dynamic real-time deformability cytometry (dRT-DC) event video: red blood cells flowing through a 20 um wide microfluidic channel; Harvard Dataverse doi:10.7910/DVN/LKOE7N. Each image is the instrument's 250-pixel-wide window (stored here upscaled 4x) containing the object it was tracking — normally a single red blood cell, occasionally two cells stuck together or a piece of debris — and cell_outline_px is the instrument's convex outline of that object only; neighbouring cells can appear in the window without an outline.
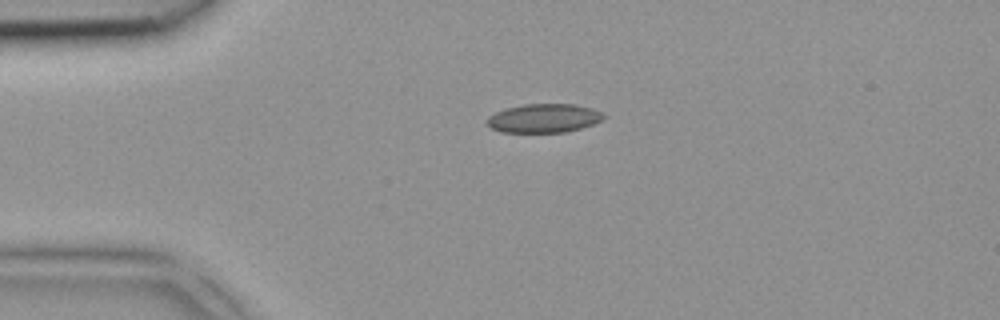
{"species": "common noctule bat (a hibernating species)", "species_latin": "Nyctalus noctula", "temperature_condition": "room temperature", "stored_images_in_passage": 2, "camera_frame_rate_fps": 3000, "um_per_image_px": 0.085, "animal": {"sex": "female", "body_mass_g": 18.4}, "frame": {"image": 1, "passage_image": 2, "time_ms": 0.333, "image_size_px": [1000, 320], "cell_outline_px": [[608, 116], [592, 124], [568, 132], [500, 132], [492, 128], [484, 120], [488, 116], [496, 112], [508, 108], [524, 104], [576, 104], [592, 108], [604, 112]], "centroid_in_image_um": [46.25, 10.04], "position_along_channel_um": 38.8, "area_um2": 19.65}}